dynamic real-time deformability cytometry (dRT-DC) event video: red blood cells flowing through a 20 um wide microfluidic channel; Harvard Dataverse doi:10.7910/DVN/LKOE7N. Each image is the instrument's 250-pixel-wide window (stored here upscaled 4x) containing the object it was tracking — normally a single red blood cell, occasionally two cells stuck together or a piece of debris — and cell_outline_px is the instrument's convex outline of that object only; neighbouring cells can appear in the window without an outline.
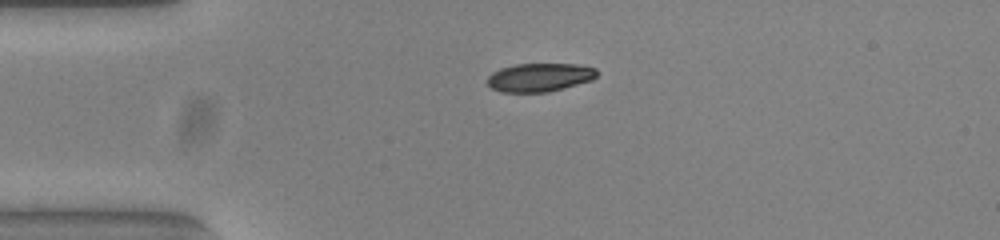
{"species": "common noctule bat (a hibernating species)", "species_latin": "Nyctalus noctula", "temperature_condition": "warm", "stored_images_in_passage": 42, "camera_frame_rate_fps": 3000, "um_per_image_px": 0.085, "animal": {"sex": "female", "body_mass_g": 23.0, "forearm_length_mm": 53.4}, "frame": {"image": 1, "passage_image": 1, "time_ms": 0.0, "image_size_px": [1000, 240], "cell_outline_px": [[596, 76], [592, 80], [564, 88], [548, 92], [500, 92], [492, 88], [488, 84], [488, 76], [492, 72], [500, 68], [516, 64], [576, 64], [596, 68]], "centroid_in_image_um": [45.85, 6.57], "position_along_channel_um": 39.1, "area_um2": 18.15}}
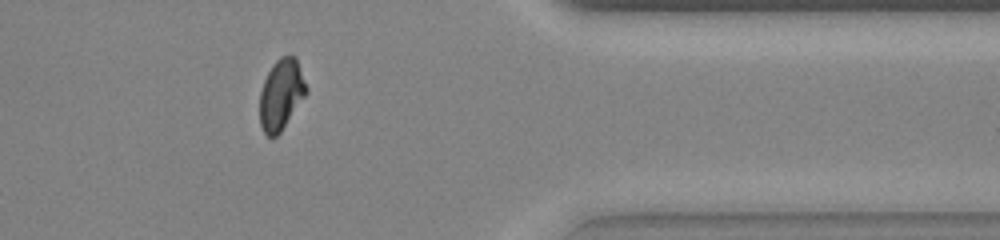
{"frame": {"image": 2, "passage_image": 32, "time_ms": 10.333, "image_size_px": [1000, 240], "cell_outline_px": [[308, 92], [280, 132], [276, 136], [268, 136], [264, 132], [260, 124], [260, 92], [264, 80], [272, 64], [280, 56], [296, 56], [308, 88]], "centroid_in_image_um": [23.91, 8.0], "position_along_channel_um": 387.5, "area_um2": 19.13}}
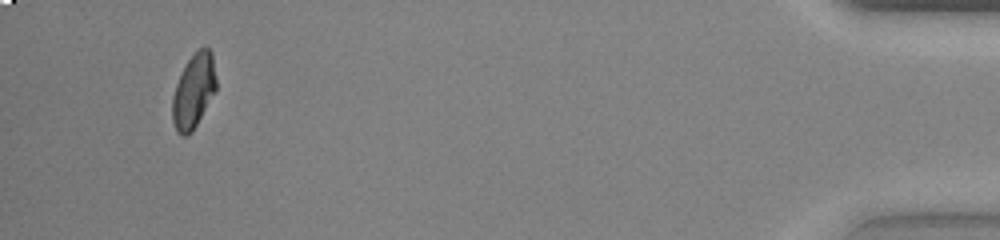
{"frame": {"image": 3, "passage_image": 39, "time_ms": 12.667, "image_size_px": [1000, 240], "cell_outline_px": [[216, 92], [192, 132], [188, 136], [180, 136], [176, 132], [172, 120], [172, 96], [176, 84], [188, 60], [196, 48], [204, 44], [212, 52], [216, 80]], "centroid_in_image_um": [16.46, 7.73], "position_along_channel_um": 418.7, "area_um2": 19.36}, "authors_computed_cell_mechanics": {"area_um2": 19.2763, "velocity_mm_per_s": 3.8479, "shape_relaxation_time_tau1_ms": 4.2009, "shape_relaxation_time_tau2_ms": 1.5041, "deformation_change_tau1": 0.1943, "deformation_change_tau2": 0.0482}}